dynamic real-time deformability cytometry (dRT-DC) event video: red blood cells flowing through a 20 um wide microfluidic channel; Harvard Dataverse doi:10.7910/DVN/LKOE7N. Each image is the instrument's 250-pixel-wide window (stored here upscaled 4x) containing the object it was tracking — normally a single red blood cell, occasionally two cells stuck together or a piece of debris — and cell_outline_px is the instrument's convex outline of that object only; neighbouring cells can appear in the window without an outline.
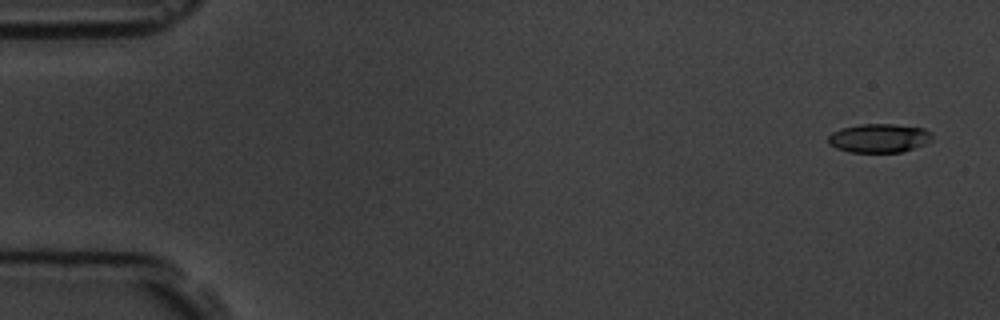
{"species": "common noctule bat (a hibernating species)", "species_latin": "Nyctalus noctula", "temperature_condition": "room temperature", "stored_images_in_passage": 5, "camera_frame_rate_fps": 3000, "um_per_image_px": 0.085, "animal": {"sex": "male", "body_mass_g": 19.5, "forearm_length_mm": 54.6}, "frame": {"image": 1, "passage_image": 1, "time_ms": 0.0, "image_size_px": [1000, 320], "cell_outline_px": [[932, 140], [924, 144], [900, 152], [852, 152], [836, 148], [828, 144], [828, 136], [832, 132], [840, 128], [860, 124], [892, 124], [924, 128], [932, 132]], "centroid_in_image_um": [74.7, 11.73], "position_along_channel_um": 10.3, "area_um2": 17.46}}
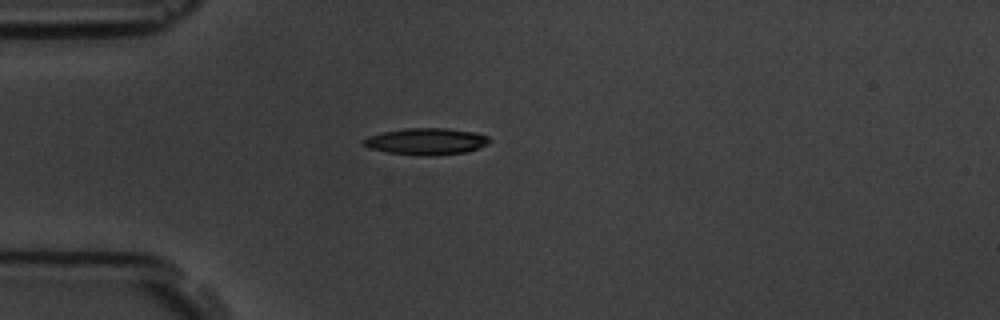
{"frame": {"image": 2, "passage_image": 5, "time_ms": 4.333, "image_size_px": [1000, 320], "cell_outline_px": [[492, 140], [488, 144], [464, 152], [432, 156], [428, 156], [388, 152], [368, 148], [360, 140], [368, 136], [384, 132], [404, 128], [448, 128], [476, 132], [488, 136]], "centroid_in_image_um": [36.24, 12.01], "position_along_channel_um": 48.8, "area_um2": 19.54}}